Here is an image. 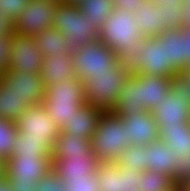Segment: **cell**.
I'll return each instance as SVG.
<instances>
[{
  "label": "cell",
  "mask_w": 190,
  "mask_h": 191,
  "mask_svg": "<svg viewBox=\"0 0 190 191\" xmlns=\"http://www.w3.org/2000/svg\"><path fill=\"white\" fill-rule=\"evenodd\" d=\"M92 152L90 140L81 136H73L59 132L55 146L53 147L52 158H70V155H88Z\"/></svg>",
  "instance_id": "25"
},
{
  "label": "cell",
  "mask_w": 190,
  "mask_h": 191,
  "mask_svg": "<svg viewBox=\"0 0 190 191\" xmlns=\"http://www.w3.org/2000/svg\"><path fill=\"white\" fill-rule=\"evenodd\" d=\"M84 0H64L63 3L78 6Z\"/></svg>",
  "instance_id": "49"
},
{
  "label": "cell",
  "mask_w": 190,
  "mask_h": 191,
  "mask_svg": "<svg viewBox=\"0 0 190 191\" xmlns=\"http://www.w3.org/2000/svg\"><path fill=\"white\" fill-rule=\"evenodd\" d=\"M96 154L92 151L88 155H70V158H52V169L63 180L67 178H85L87 174L98 171Z\"/></svg>",
  "instance_id": "17"
},
{
  "label": "cell",
  "mask_w": 190,
  "mask_h": 191,
  "mask_svg": "<svg viewBox=\"0 0 190 191\" xmlns=\"http://www.w3.org/2000/svg\"><path fill=\"white\" fill-rule=\"evenodd\" d=\"M96 177L99 191H120V174L116 162L100 163Z\"/></svg>",
  "instance_id": "29"
},
{
  "label": "cell",
  "mask_w": 190,
  "mask_h": 191,
  "mask_svg": "<svg viewBox=\"0 0 190 191\" xmlns=\"http://www.w3.org/2000/svg\"><path fill=\"white\" fill-rule=\"evenodd\" d=\"M56 4L43 0H29L26 9L14 20V32L34 36L53 27Z\"/></svg>",
  "instance_id": "11"
},
{
  "label": "cell",
  "mask_w": 190,
  "mask_h": 191,
  "mask_svg": "<svg viewBox=\"0 0 190 191\" xmlns=\"http://www.w3.org/2000/svg\"><path fill=\"white\" fill-rule=\"evenodd\" d=\"M126 124L133 145H147L159 140V129L152 112L143 111L120 116Z\"/></svg>",
  "instance_id": "16"
},
{
  "label": "cell",
  "mask_w": 190,
  "mask_h": 191,
  "mask_svg": "<svg viewBox=\"0 0 190 191\" xmlns=\"http://www.w3.org/2000/svg\"><path fill=\"white\" fill-rule=\"evenodd\" d=\"M185 1L180 3L162 2L161 24H164V33L167 30H181L183 28V9Z\"/></svg>",
  "instance_id": "31"
},
{
  "label": "cell",
  "mask_w": 190,
  "mask_h": 191,
  "mask_svg": "<svg viewBox=\"0 0 190 191\" xmlns=\"http://www.w3.org/2000/svg\"><path fill=\"white\" fill-rule=\"evenodd\" d=\"M9 69L19 72H40L43 55L40 53L33 36L12 34Z\"/></svg>",
  "instance_id": "12"
},
{
  "label": "cell",
  "mask_w": 190,
  "mask_h": 191,
  "mask_svg": "<svg viewBox=\"0 0 190 191\" xmlns=\"http://www.w3.org/2000/svg\"><path fill=\"white\" fill-rule=\"evenodd\" d=\"M159 139L185 163L190 158V122L183 126H162Z\"/></svg>",
  "instance_id": "22"
},
{
  "label": "cell",
  "mask_w": 190,
  "mask_h": 191,
  "mask_svg": "<svg viewBox=\"0 0 190 191\" xmlns=\"http://www.w3.org/2000/svg\"><path fill=\"white\" fill-rule=\"evenodd\" d=\"M162 1L147 0L133 13L137 30L143 38L157 37L164 33V24H161Z\"/></svg>",
  "instance_id": "19"
},
{
  "label": "cell",
  "mask_w": 190,
  "mask_h": 191,
  "mask_svg": "<svg viewBox=\"0 0 190 191\" xmlns=\"http://www.w3.org/2000/svg\"><path fill=\"white\" fill-rule=\"evenodd\" d=\"M0 191H13L6 177L0 179Z\"/></svg>",
  "instance_id": "45"
},
{
  "label": "cell",
  "mask_w": 190,
  "mask_h": 191,
  "mask_svg": "<svg viewBox=\"0 0 190 191\" xmlns=\"http://www.w3.org/2000/svg\"><path fill=\"white\" fill-rule=\"evenodd\" d=\"M28 3L29 0H0V11L14 21L26 9Z\"/></svg>",
  "instance_id": "37"
},
{
  "label": "cell",
  "mask_w": 190,
  "mask_h": 191,
  "mask_svg": "<svg viewBox=\"0 0 190 191\" xmlns=\"http://www.w3.org/2000/svg\"><path fill=\"white\" fill-rule=\"evenodd\" d=\"M176 184L177 182L168 174L154 170L144 171L143 191H168Z\"/></svg>",
  "instance_id": "33"
},
{
  "label": "cell",
  "mask_w": 190,
  "mask_h": 191,
  "mask_svg": "<svg viewBox=\"0 0 190 191\" xmlns=\"http://www.w3.org/2000/svg\"><path fill=\"white\" fill-rule=\"evenodd\" d=\"M130 75V67L119 61L110 69V73L96 74L84 81L85 103L102 108L104 111L112 110L116 105L122 85Z\"/></svg>",
  "instance_id": "3"
},
{
  "label": "cell",
  "mask_w": 190,
  "mask_h": 191,
  "mask_svg": "<svg viewBox=\"0 0 190 191\" xmlns=\"http://www.w3.org/2000/svg\"><path fill=\"white\" fill-rule=\"evenodd\" d=\"M13 33L10 32L0 37V75L9 69L10 66L11 38Z\"/></svg>",
  "instance_id": "38"
},
{
  "label": "cell",
  "mask_w": 190,
  "mask_h": 191,
  "mask_svg": "<svg viewBox=\"0 0 190 191\" xmlns=\"http://www.w3.org/2000/svg\"><path fill=\"white\" fill-rule=\"evenodd\" d=\"M5 160L0 158V179L5 177Z\"/></svg>",
  "instance_id": "47"
},
{
  "label": "cell",
  "mask_w": 190,
  "mask_h": 191,
  "mask_svg": "<svg viewBox=\"0 0 190 191\" xmlns=\"http://www.w3.org/2000/svg\"><path fill=\"white\" fill-rule=\"evenodd\" d=\"M142 38L133 13L124 9L112 11L98 36V40L111 48L127 67H131L138 60Z\"/></svg>",
  "instance_id": "1"
},
{
  "label": "cell",
  "mask_w": 190,
  "mask_h": 191,
  "mask_svg": "<svg viewBox=\"0 0 190 191\" xmlns=\"http://www.w3.org/2000/svg\"><path fill=\"white\" fill-rule=\"evenodd\" d=\"M66 191H99L96 173L87 174L85 178H67Z\"/></svg>",
  "instance_id": "35"
},
{
  "label": "cell",
  "mask_w": 190,
  "mask_h": 191,
  "mask_svg": "<svg viewBox=\"0 0 190 191\" xmlns=\"http://www.w3.org/2000/svg\"><path fill=\"white\" fill-rule=\"evenodd\" d=\"M116 163L124 169H133L134 171L144 172L145 166V145L128 146L121 152Z\"/></svg>",
  "instance_id": "30"
},
{
  "label": "cell",
  "mask_w": 190,
  "mask_h": 191,
  "mask_svg": "<svg viewBox=\"0 0 190 191\" xmlns=\"http://www.w3.org/2000/svg\"><path fill=\"white\" fill-rule=\"evenodd\" d=\"M18 130L14 121L0 118V158L5 161L12 156Z\"/></svg>",
  "instance_id": "32"
},
{
  "label": "cell",
  "mask_w": 190,
  "mask_h": 191,
  "mask_svg": "<svg viewBox=\"0 0 190 191\" xmlns=\"http://www.w3.org/2000/svg\"><path fill=\"white\" fill-rule=\"evenodd\" d=\"M168 191H179L178 190V183L172 189H170Z\"/></svg>",
  "instance_id": "52"
},
{
  "label": "cell",
  "mask_w": 190,
  "mask_h": 191,
  "mask_svg": "<svg viewBox=\"0 0 190 191\" xmlns=\"http://www.w3.org/2000/svg\"><path fill=\"white\" fill-rule=\"evenodd\" d=\"M10 32H14V21L6 13L0 11V37Z\"/></svg>",
  "instance_id": "40"
},
{
  "label": "cell",
  "mask_w": 190,
  "mask_h": 191,
  "mask_svg": "<svg viewBox=\"0 0 190 191\" xmlns=\"http://www.w3.org/2000/svg\"><path fill=\"white\" fill-rule=\"evenodd\" d=\"M103 111L102 108L83 103L74 111L73 116L69 120H64V125L60 128V132L91 140Z\"/></svg>",
  "instance_id": "15"
},
{
  "label": "cell",
  "mask_w": 190,
  "mask_h": 191,
  "mask_svg": "<svg viewBox=\"0 0 190 191\" xmlns=\"http://www.w3.org/2000/svg\"><path fill=\"white\" fill-rule=\"evenodd\" d=\"M7 181L11 185L13 191H36V184H18V182L12 178H7Z\"/></svg>",
  "instance_id": "42"
},
{
  "label": "cell",
  "mask_w": 190,
  "mask_h": 191,
  "mask_svg": "<svg viewBox=\"0 0 190 191\" xmlns=\"http://www.w3.org/2000/svg\"><path fill=\"white\" fill-rule=\"evenodd\" d=\"M36 191H66L65 180L52 169L36 184Z\"/></svg>",
  "instance_id": "36"
},
{
  "label": "cell",
  "mask_w": 190,
  "mask_h": 191,
  "mask_svg": "<svg viewBox=\"0 0 190 191\" xmlns=\"http://www.w3.org/2000/svg\"><path fill=\"white\" fill-rule=\"evenodd\" d=\"M161 43H166L167 63L178 73L187 68L185 63V41L181 30H167L157 36Z\"/></svg>",
  "instance_id": "24"
},
{
  "label": "cell",
  "mask_w": 190,
  "mask_h": 191,
  "mask_svg": "<svg viewBox=\"0 0 190 191\" xmlns=\"http://www.w3.org/2000/svg\"><path fill=\"white\" fill-rule=\"evenodd\" d=\"M120 174V191H143L144 172L124 169L118 165Z\"/></svg>",
  "instance_id": "34"
},
{
  "label": "cell",
  "mask_w": 190,
  "mask_h": 191,
  "mask_svg": "<svg viewBox=\"0 0 190 191\" xmlns=\"http://www.w3.org/2000/svg\"><path fill=\"white\" fill-rule=\"evenodd\" d=\"M40 75L45 86H52L62 81H71L77 78L74 72L72 52L44 57Z\"/></svg>",
  "instance_id": "18"
},
{
  "label": "cell",
  "mask_w": 190,
  "mask_h": 191,
  "mask_svg": "<svg viewBox=\"0 0 190 191\" xmlns=\"http://www.w3.org/2000/svg\"><path fill=\"white\" fill-rule=\"evenodd\" d=\"M43 1L54 3V4H60V3H63L64 0H43Z\"/></svg>",
  "instance_id": "51"
},
{
  "label": "cell",
  "mask_w": 190,
  "mask_h": 191,
  "mask_svg": "<svg viewBox=\"0 0 190 191\" xmlns=\"http://www.w3.org/2000/svg\"><path fill=\"white\" fill-rule=\"evenodd\" d=\"M5 177L18 184H37L52 170V156L12 155L5 161Z\"/></svg>",
  "instance_id": "10"
},
{
  "label": "cell",
  "mask_w": 190,
  "mask_h": 191,
  "mask_svg": "<svg viewBox=\"0 0 190 191\" xmlns=\"http://www.w3.org/2000/svg\"><path fill=\"white\" fill-rule=\"evenodd\" d=\"M183 14V27H190V0L185 1Z\"/></svg>",
  "instance_id": "43"
},
{
  "label": "cell",
  "mask_w": 190,
  "mask_h": 191,
  "mask_svg": "<svg viewBox=\"0 0 190 191\" xmlns=\"http://www.w3.org/2000/svg\"><path fill=\"white\" fill-rule=\"evenodd\" d=\"M18 133L23 137L45 138L52 147L55 146L59 126L49 116L42 103L29 106L15 121Z\"/></svg>",
  "instance_id": "9"
},
{
  "label": "cell",
  "mask_w": 190,
  "mask_h": 191,
  "mask_svg": "<svg viewBox=\"0 0 190 191\" xmlns=\"http://www.w3.org/2000/svg\"><path fill=\"white\" fill-rule=\"evenodd\" d=\"M180 73L188 80L190 81V66H188L185 69H182Z\"/></svg>",
  "instance_id": "48"
},
{
  "label": "cell",
  "mask_w": 190,
  "mask_h": 191,
  "mask_svg": "<svg viewBox=\"0 0 190 191\" xmlns=\"http://www.w3.org/2000/svg\"><path fill=\"white\" fill-rule=\"evenodd\" d=\"M83 103H85L84 88L79 78L45 86L42 104L59 128L64 125V120H69Z\"/></svg>",
  "instance_id": "5"
},
{
  "label": "cell",
  "mask_w": 190,
  "mask_h": 191,
  "mask_svg": "<svg viewBox=\"0 0 190 191\" xmlns=\"http://www.w3.org/2000/svg\"><path fill=\"white\" fill-rule=\"evenodd\" d=\"M171 78L157 75H140L141 104L152 112L159 99L165 100L169 92Z\"/></svg>",
  "instance_id": "21"
},
{
  "label": "cell",
  "mask_w": 190,
  "mask_h": 191,
  "mask_svg": "<svg viewBox=\"0 0 190 191\" xmlns=\"http://www.w3.org/2000/svg\"><path fill=\"white\" fill-rule=\"evenodd\" d=\"M150 1H155V0H150ZM157 1H162V2H173L174 4L175 3H180L181 1H185V0H157Z\"/></svg>",
  "instance_id": "50"
},
{
  "label": "cell",
  "mask_w": 190,
  "mask_h": 191,
  "mask_svg": "<svg viewBox=\"0 0 190 191\" xmlns=\"http://www.w3.org/2000/svg\"><path fill=\"white\" fill-rule=\"evenodd\" d=\"M33 37L43 57L58 56L61 53L72 52L68 38L54 27L41 30Z\"/></svg>",
  "instance_id": "23"
},
{
  "label": "cell",
  "mask_w": 190,
  "mask_h": 191,
  "mask_svg": "<svg viewBox=\"0 0 190 191\" xmlns=\"http://www.w3.org/2000/svg\"><path fill=\"white\" fill-rule=\"evenodd\" d=\"M145 166L147 170L168 174L179 183L185 163L174 150L159 139L145 145Z\"/></svg>",
  "instance_id": "13"
},
{
  "label": "cell",
  "mask_w": 190,
  "mask_h": 191,
  "mask_svg": "<svg viewBox=\"0 0 190 191\" xmlns=\"http://www.w3.org/2000/svg\"><path fill=\"white\" fill-rule=\"evenodd\" d=\"M136 75H157L172 78L178 72L167 63L166 43L158 37L142 38L138 60L130 67Z\"/></svg>",
  "instance_id": "8"
},
{
  "label": "cell",
  "mask_w": 190,
  "mask_h": 191,
  "mask_svg": "<svg viewBox=\"0 0 190 191\" xmlns=\"http://www.w3.org/2000/svg\"><path fill=\"white\" fill-rule=\"evenodd\" d=\"M113 2L114 0H84L78 4V8L87 16L89 22L101 29L114 10Z\"/></svg>",
  "instance_id": "28"
},
{
  "label": "cell",
  "mask_w": 190,
  "mask_h": 191,
  "mask_svg": "<svg viewBox=\"0 0 190 191\" xmlns=\"http://www.w3.org/2000/svg\"><path fill=\"white\" fill-rule=\"evenodd\" d=\"M183 41H185V63L190 66V27H183Z\"/></svg>",
  "instance_id": "41"
},
{
  "label": "cell",
  "mask_w": 190,
  "mask_h": 191,
  "mask_svg": "<svg viewBox=\"0 0 190 191\" xmlns=\"http://www.w3.org/2000/svg\"><path fill=\"white\" fill-rule=\"evenodd\" d=\"M178 190L179 191H190V182L181 180L178 183Z\"/></svg>",
  "instance_id": "46"
},
{
  "label": "cell",
  "mask_w": 190,
  "mask_h": 191,
  "mask_svg": "<svg viewBox=\"0 0 190 191\" xmlns=\"http://www.w3.org/2000/svg\"><path fill=\"white\" fill-rule=\"evenodd\" d=\"M54 28L68 38L72 50L98 40L100 29L76 5L56 4L53 17Z\"/></svg>",
  "instance_id": "6"
},
{
  "label": "cell",
  "mask_w": 190,
  "mask_h": 191,
  "mask_svg": "<svg viewBox=\"0 0 190 191\" xmlns=\"http://www.w3.org/2000/svg\"><path fill=\"white\" fill-rule=\"evenodd\" d=\"M30 105L0 80V118L16 121Z\"/></svg>",
  "instance_id": "26"
},
{
  "label": "cell",
  "mask_w": 190,
  "mask_h": 191,
  "mask_svg": "<svg viewBox=\"0 0 190 191\" xmlns=\"http://www.w3.org/2000/svg\"><path fill=\"white\" fill-rule=\"evenodd\" d=\"M0 80L9 90L21 95L30 106L42 103L44 100L45 85L40 72L30 73L7 69L0 75Z\"/></svg>",
  "instance_id": "14"
},
{
  "label": "cell",
  "mask_w": 190,
  "mask_h": 191,
  "mask_svg": "<svg viewBox=\"0 0 190 191\" xmlns=\"http://www.w3.org/2000/svg\"><path fill=\"white\" fill-rule=\"evenodd\" d=\"M90 143L100 163L116 162L121 152L133 145L125 122L111 110L101 114Z\"/></svg>",
  "instance_id": "2"
},
{
  "label": "cell",
  "mask_w": 190,
  "mask_h": 191,
  "mask_svg": "<svg viewBox=\"0 0 190 191\" xmlns=\"http://www.w3.org/2000/svg\"><path fill=\"white\" fill-rule=\"evenodd\" d=\"M118 116H128L132 113L147 111L141 104L140 75H131L122 85L115 107L111 110Z\"/></svg>",
  "instance_id": "20"
},
{
  "label": "cell",
  "mask_w": 190,
  "mask_h": 191,
  "mask_svg": "<svg viewBox=\"0 0 190 191\" xmlns=\"http://www.w3.org/2000/svg\"><path fill=\"white\" fill-rule=\"evenodd\" d=\"M158 129L162 126H183L190 121V81L180 72L171 78L166 99H159L152 111Z\"/></svg>",
  "instance_id": "4"
},
{
  "label": "cell",
  "mask_w": 190,
  "mask_h": 191,
  "mask_svg": "<svg viewBox=\"0 0 190 191\" xmlns=\"http://www.w3.org/2000/svg\"><path fill=\"white\" fill-rule=\"evenodd\" d=\"M72 58L76 77L82 82L96 74L110 73V69L120 61L117 54L99 40L72 50Z\"/></svg>",
  "instance_id": "7"
},
{
  "label": "cell",
  "mask_w": 190,
  "mask_h": 191,
  "mask_svg": "<svg viewBox=\"0 0 190 191\" xmlns=\"http://www.w3.org/2000/svg\"><path fill=\"white\" fill-rule=\"evenodd\" d=\"M53 147L45 138L23 137L17 133L15 149L12 155L22 156H52Z\"/></svg>",
  "instance_id": "27"
},
{
  "label": "cell",
  "mask_w": 190,
  "mask_h": 191,
  "mask_svg": "<svg viewBox=\"0 0 190 191\" xmlns=\"http://www.w3.org/2000/svg\"><path fill=\"white\" fill-rule=\"evenodd\" d=\"M181 180L190 182V158L185 162Z\"/></svg>",
  "instance_id": "44"
},
{
  "label": "cell",
  "mask_w": 190,
  "mask_h": 191,
  "mask_svg": "<svg viewBox=\"0 0 190 191\" xmlns=\"http://www.w3.org/2000/svg\"><path fill=\"white\" fill-rule=\"evenodd\" d=\"M147 0H114V9H124L131 13H135L139 9L141 4H144Z\"/></svg>",
  "instance_id": "39"
}]
</instances>
